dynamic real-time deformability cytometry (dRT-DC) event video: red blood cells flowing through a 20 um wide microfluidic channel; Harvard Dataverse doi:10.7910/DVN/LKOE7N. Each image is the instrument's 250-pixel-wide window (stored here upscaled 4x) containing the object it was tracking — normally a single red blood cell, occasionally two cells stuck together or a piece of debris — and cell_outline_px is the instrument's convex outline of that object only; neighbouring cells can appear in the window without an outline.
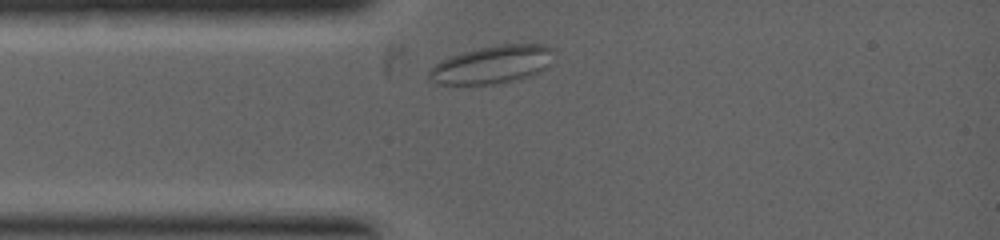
{"species": "common noctule bat (a hibernating species)", "species_latin": "Nyctalus noctula", "temperature_condition": "warm", "stored_images_in_passage": 29, "camera_frame_rate_fps": 5000, "um_per_image_px": 0.085, "animal": {"sex": "female", "body_mass_g": 19.0, "forearm_length_mm": 53.3}, "frame": {"image": 1, "passage_image": 2, "time_ms": 0.2, "image_size_px": [1000, 240], "cell_outline_px": [[552, 48], [548, 64], [536, 72], [528, 76], [512, 80], [492, 84], [436, 84], [428, 80], [428, 68], [440, 60], [464, 52], [480, 48], [504, 44], [544, 44]], "centroid_in_image_um": [41.72, 5.49], "position_along_channel_um": 43.3, "area_um2": 26.99}}
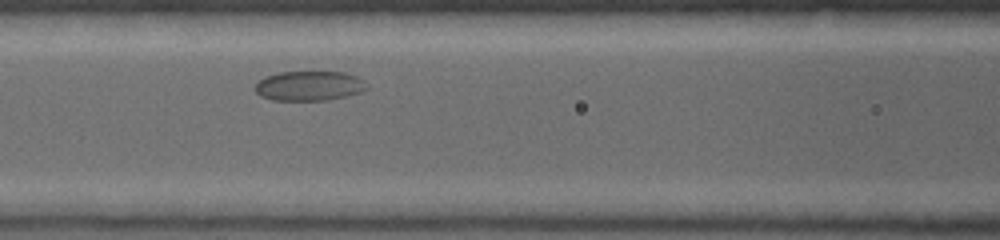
{"frame": {"image": 2, "passage_image": 8, "time_ms": 1.8, "image_size_px": [1000, 240], "cell_outline_px": [[368, 88], [360, 92], [328, 100], [272, 100], [260, 96], [252, 88], [264, 76], [280, 72], [344, 72], [356, 76], [364, 80]], "centroid_in_image_um": [26.25, 7.29], "position_along_channel_um": 140.4, "area_um2": 19.36}}
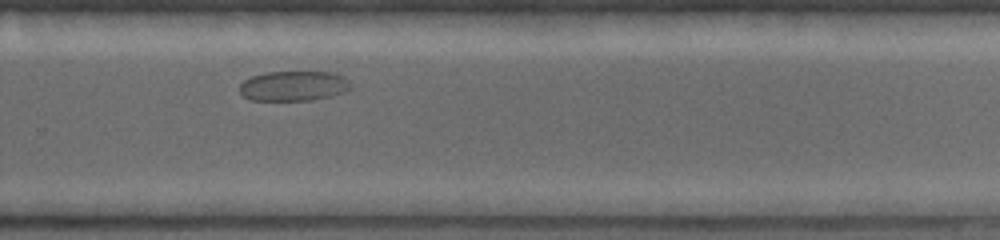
{"frame": {"image": 3, "passage_image": 27, "time_ms": 4.4, "image_size_px": [1000, 240], "cell_outline_px": [[352, 88], [344, 92], [312, 100], [248, 100], [240, 92], [240, 84], [244, 80], [252, 76], [268, 72], [332, 72], [344, 76], [348, 80]], "centroid_in_image_um": [24.96, 7.3], "position_along_channel_um": 304.8, "area_um2": 19.36}}